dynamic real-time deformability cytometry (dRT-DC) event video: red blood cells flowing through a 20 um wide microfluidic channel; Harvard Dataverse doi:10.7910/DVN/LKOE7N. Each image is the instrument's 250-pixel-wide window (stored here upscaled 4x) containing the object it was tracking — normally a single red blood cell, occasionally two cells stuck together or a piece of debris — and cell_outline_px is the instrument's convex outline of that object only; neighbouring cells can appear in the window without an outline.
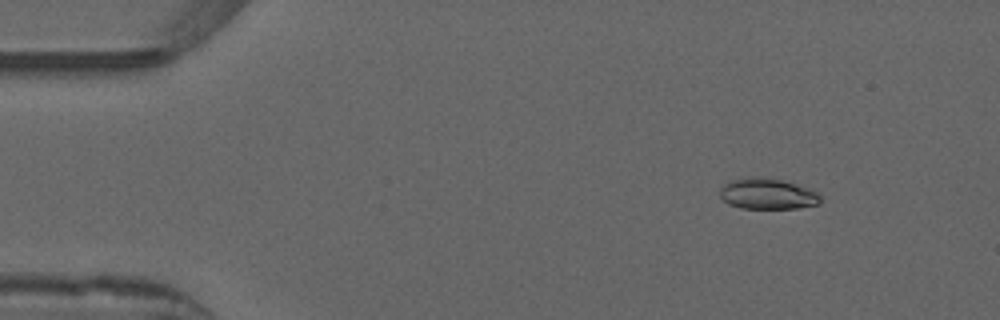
{"species": "common noctule bat (a hibernating species)", "species_latin": "Nyctalus noctula", "temperature_condition": "warm", "stored_images_in_passage": 47, "camera_frame_rate_fps": 3000, "um_per_image_px": 0.085, "animal": {"sex": "male", "forearm_length_mm": 52.5}, "frame": {"image": 1, "passage_image": 1, "time_ms": 0.0, "image_size_px": [1000, 320], "cell_outline_px": [[820, 204], [796, 208], [740, 208], [728, 204], [720, 196], [720, 188], [728, 180], [780, 180], [812, 188], [820, 196]], "centroid_in_image_um": [65.27, 16.53], "position_along_channel_um": 19.7, "area_um2": 17.4}}
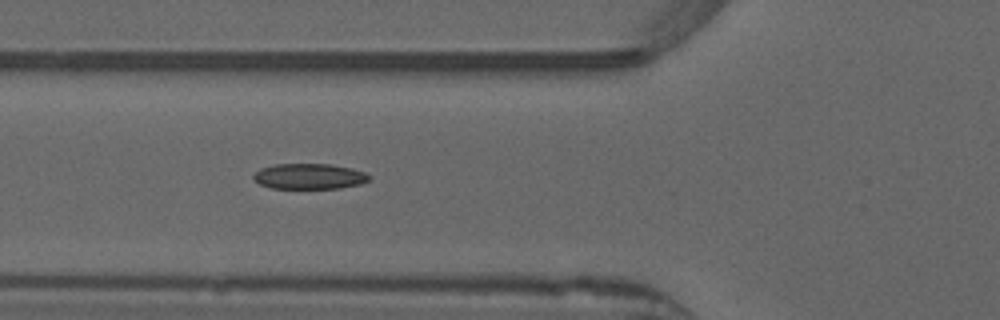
{"frame": {"image": 2, "passage_image": 14, "time_ms": 4.333, "image_size_px": [1000, 320], "cell_outline_px": [[372, 176], [368, 180], [360, 184], [340, 188], [272, 188], [260, 184], [252, 176], [260, 168], [276, 164], [332, 164], [352, 168], [364, 172]], "centroid_in_image_um": [26.31, 14.98], "position_along_channel_um": 99.5, "area_um2": 17.17}}
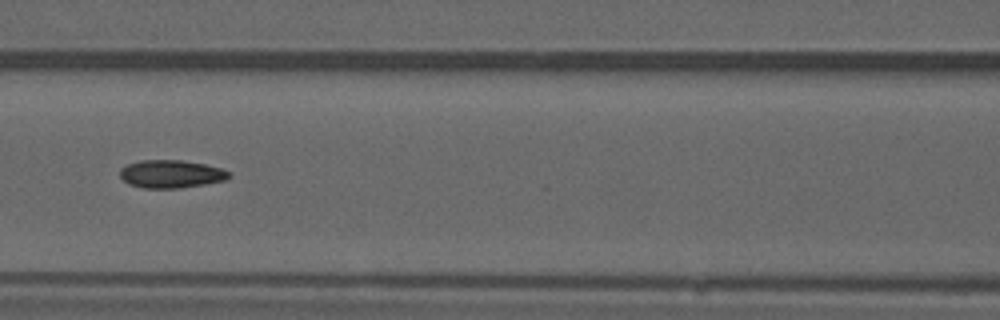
{"frame": {"image": 3, "passage_image": 18, "time_ms": 5.667, "image_size_px": [1000, 320], "cell_outline_px": [[232, 176], [224, 180], [204, 184], [180, 188], [140, 188], [128, 184], [120, 176], [120, 168], [128, 164], [140, 160], [180, 160], [204, 164], [220, 168], [232, 172]], "centroid_in_image_um": [14.53, 14.79], "position_along_channel_um": 152.1, "area_um2": 17.8}, "authors_computed_cell_mechanics": {"area_um2": 17.2244, "velocity_mm_per_s": 3.902, "shape_relaxation_time_tau1_ms": null, "shape_relaxation_time_tau2_ms": 3.0788, "deformation_change_tau1": null, "deformation_change_tau2": 0.0949}}